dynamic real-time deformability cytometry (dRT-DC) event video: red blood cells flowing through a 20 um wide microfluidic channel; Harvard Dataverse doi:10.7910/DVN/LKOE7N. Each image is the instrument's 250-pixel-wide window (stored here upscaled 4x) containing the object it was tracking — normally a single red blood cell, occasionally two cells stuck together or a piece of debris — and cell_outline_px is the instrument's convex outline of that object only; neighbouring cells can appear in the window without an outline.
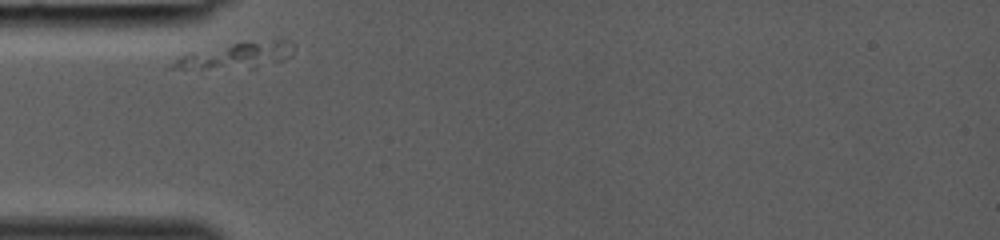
{"species": "common noctule bat (a hibernating species)", "species_latin": "Nyctalus noctula", "temperature_condition": "room temperature", "stored_images_in_passage": 24, "camera_frame_rate_fps": 3000, "um_per_image_px": 0.085, "animal": {"sex": "female", "body_mass_g": 19.0, "forearm_length_mm": 53.3}, "frame": {"image": 1, "passage_image": 1, "time_ms": 0.0, "image_size_px": [1000, 240], "cell_outline_px": [[292, 56], [284, 60], [256, 68], [164, 68], [180, 56], [188, 52], [232, 44], [276, 40], [288, 40], [292, 44]], "centroid_in_image_um": [20.08, 4.74], "position_along_channel_um": 64.9, "area_um2": 17.92}}
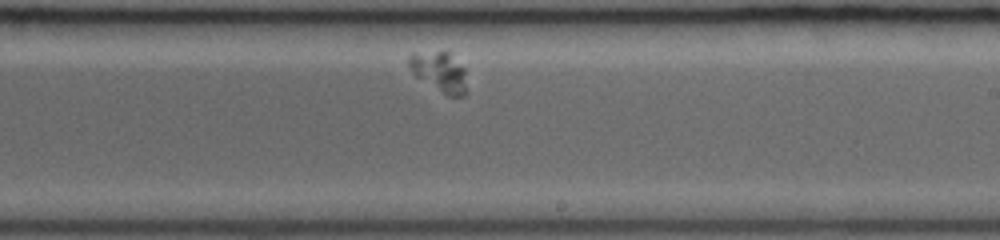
{"frame": {"image": 2, "passage_image": 14, "time_ms": 4.333, "image_size_px": [1000, 240], "cell_outline_px": [[464, 96], [448, 96], [416, 76], [412, 72], [408, 64], [408, 56], [412, 52], [448, 52], [464, 68]], "centroid_in_image_um": [37.3, 6.08], "position_along_channel_um": 251.7, "area_um2": 13.06}}
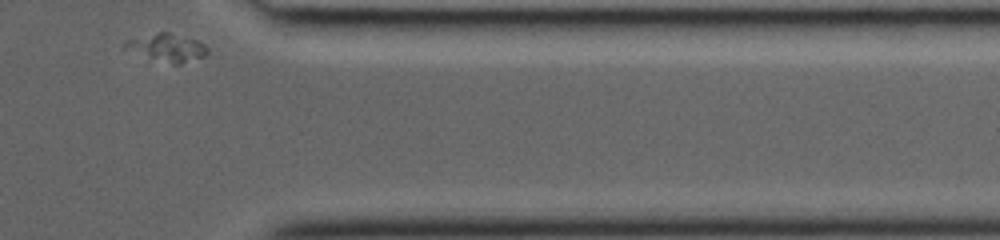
{"frame": {"image": 3, "passage_image": 24, "time_ms": 7.667, "image_size_px": [1000, 240], "cell_outline_px": [[208, 52], [204, 56], [180, 64], [172, 64], [152, 56], [140, 44], [144, 40], [160, 32], [168, 32], [196, 40], [204, 44], [208, 48]], "centroid_in_image_um": [14.8, 4.08], "position_along_channel_um": 396.6, "area_um2": 10.4}}